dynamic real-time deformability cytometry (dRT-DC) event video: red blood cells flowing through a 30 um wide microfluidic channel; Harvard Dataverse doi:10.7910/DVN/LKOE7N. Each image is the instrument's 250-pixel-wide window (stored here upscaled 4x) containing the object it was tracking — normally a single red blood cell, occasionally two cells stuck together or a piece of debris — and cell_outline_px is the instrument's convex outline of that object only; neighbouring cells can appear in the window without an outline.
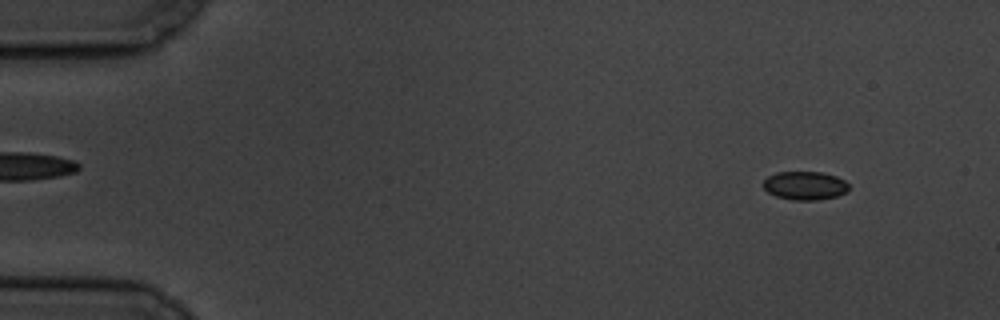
{"species": "common noctule bat (a hibernating species)", "species_latin": "Nyctalus noctula", "temperature_condition": "cold", "stored_images_in_passage": 58, "camera_frame_rate_fps": 3000, "um_per_image_px": 0.085, "animal": {"sex": "male", "body_mass_g": 19.5, "forearm_length_mm": 54.6}, "frame": {"image": 1, "passage_image": 5, "time_ms": 1.333, "image_size_px": [1000, 320], "cell_outline_px": [[848, 192], [836, 196], [816, 200], [792, 200], [776, 196], [768, 192], [760, 184], [768, 176], [776, 172], [820, 172], [836, 176], [844, 180], [848, 184]], "centroid_in_image_um": [68.39, 15.77], "position_along_channel_um": 16.6, "area_um2": 14.28}}
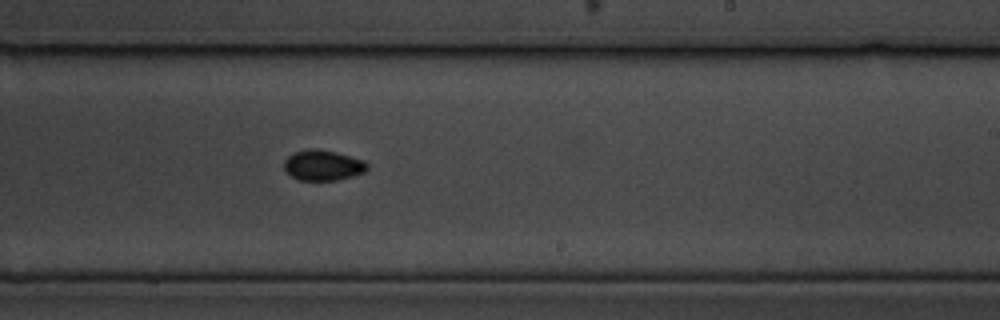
{"frame": {"image": 2, "passage_image": 35, "time_ms": 11.333, "image_size_px": [1000, 320], "cell_outline_px": [[368, 168], [364, 172], [352, 176], [336, 180], [300, 180], [292, 176], [284, 168], [284, 160], [292, 152], [308, 148], [316, 148], [336, 152], [364, 160], [368, 164]], "centroid_in_image_um": [27.44, 14.03], "position_along_channel_um": 261.6, "area_um2": 14.8}}
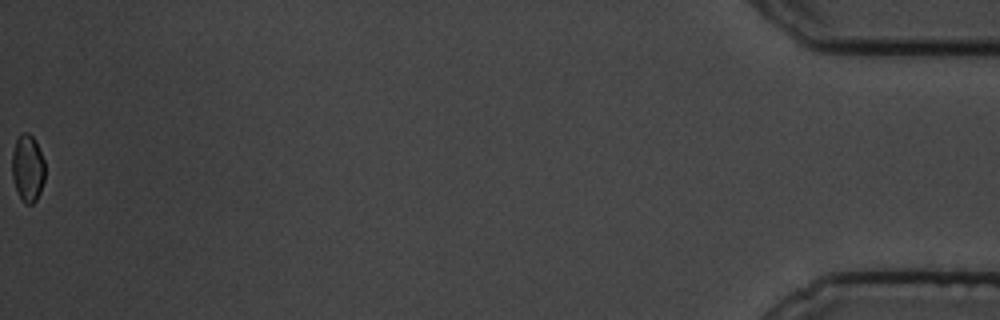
{"frame": {"image": 3, "passage_image": 58, "time_ms": 19.0, "image_size_px": [1000, 320], "cell_outline_px": [[44, 180], [40, 192], [36, 200], [32, 204], [24, 204], [16, 188], [12, 176], [12, 152], [16, 140], [24, 132], [28, 132], [36, 140], [44, 160]], "centroid_in_image_um": [2.36, 14.29], "position_along_channel_um": 432.8, "area_um2": 12.83}, "authors_computed_cell_mechanics": {"area_um2": 14.5078, "velocity_mm_per_s": 3.4806, "shape_relaxation_time_tau1_ms": 2.157, "shape_relaxation_time_tau2_ms": 5.6178, "deformation_change_tau1": 0.0444, "deformation_change_tau2": 0.0571}}